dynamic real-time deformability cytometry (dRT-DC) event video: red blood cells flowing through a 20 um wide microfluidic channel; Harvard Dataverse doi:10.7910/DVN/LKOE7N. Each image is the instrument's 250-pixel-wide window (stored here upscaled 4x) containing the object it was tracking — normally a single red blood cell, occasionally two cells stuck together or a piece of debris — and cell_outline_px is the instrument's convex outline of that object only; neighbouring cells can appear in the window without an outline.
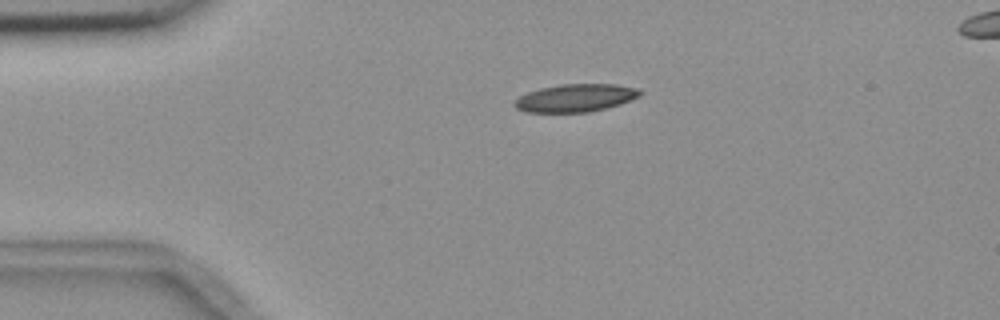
{"species": "common noctule bat (a hibernating species)", "species_latin": "Nyctalus noctula", "temperature_condition": "room temperature", "stored_images_in_passage": 3, "segment_of_instrument_passage": [1, 2], "camera_frame_rate_fps": 3000, "um_per_image_px": 0.085, "animal": {"sex": "female", "body_mass_g": 18.4}, "frame": {"image": 1, "passage_image": 1, "time_ms": 0.0, "image_size_px": [1000, 320], "cell_outline_px": [[640, 96], [620, 104], [588, 112], [524, 112], [516, 108], [512, 104], [520, 96], [528, 92], [540, 88], [560, 84], [616, 84], [636, 88], [640, 92]], "centroid_in_image_um": [48.88, 8.32], "position_along_channel_um": 36.1, "area_um2": 20.17}}